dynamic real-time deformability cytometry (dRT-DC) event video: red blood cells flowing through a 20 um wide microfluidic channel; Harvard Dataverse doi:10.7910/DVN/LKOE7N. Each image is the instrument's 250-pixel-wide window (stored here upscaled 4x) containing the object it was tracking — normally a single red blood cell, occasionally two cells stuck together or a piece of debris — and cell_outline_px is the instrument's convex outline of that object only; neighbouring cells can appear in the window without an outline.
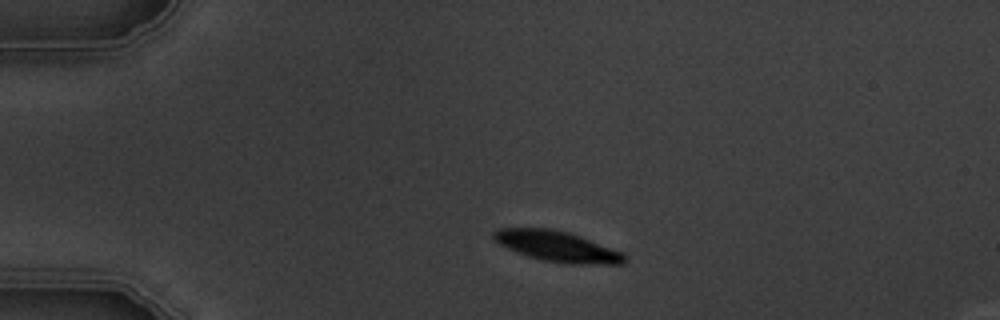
{"species": "common noctule bat (a hibernating species)", "species_latin": "Nyctalus noctula", "temperature_condition": "warm", "stored_images_in_passage": 2, "camera_frame_rate_fps": 3000, "um_per_image_px": 0.085, "animal": {"sex": "male", "body_mass_g": 19.5, "forearm_length_mm": 54.6}, "frame": {"image": 1, "passage_image": 1, "time_ms": 0.0, "image_size_px": [1000, 320], "cell_outline_px": [[628, 260], [624, 264], [564, 264], [544, 260], [528, 256], [516, 252], [500, 244], [492, 236], [492, 232], [496, 228], [552, 228], [568, 232], [580, 236], [624, 252]], "centroid_in_image_um": [47.4, 20.94], "position_along_channel_um": 37.6, "area_um2": 23.52}}